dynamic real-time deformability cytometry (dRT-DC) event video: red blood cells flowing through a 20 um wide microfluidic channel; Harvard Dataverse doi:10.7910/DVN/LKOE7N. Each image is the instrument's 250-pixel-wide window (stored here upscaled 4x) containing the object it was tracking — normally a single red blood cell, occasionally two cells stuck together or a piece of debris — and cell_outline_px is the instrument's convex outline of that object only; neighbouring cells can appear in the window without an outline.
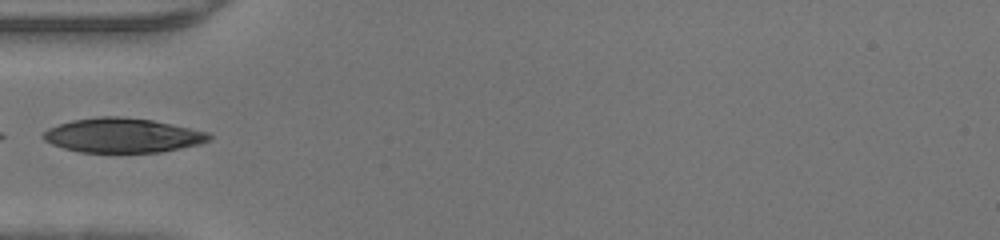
{"species": "human", "species_latin": "Homo sapiens", "temperature_condition": "warm", "stored_images_in_passage": 6, "camera_frame_rate_fps": 3000, "um_per_image_px": 0.085, "donor": {"sex": "male"}, "frame": {"image": 1, "passage_image": 1, "time_ms": 0.0, "image_size_px": [1000, 240], "cell_outline_px": [[212, 140], [200, 144], [160, 152], [80, 152], [64, 148], [52, 144], [44, 140], [40, 136], [48, 128], [72, 120], [100, 116], [124, 116], [152, 120], [208, 132], [212, 136]], "centroid_in_image_um": [10.42, 11.5], "position_along_channel_um": 74.6, "area_um2": 33.29}}
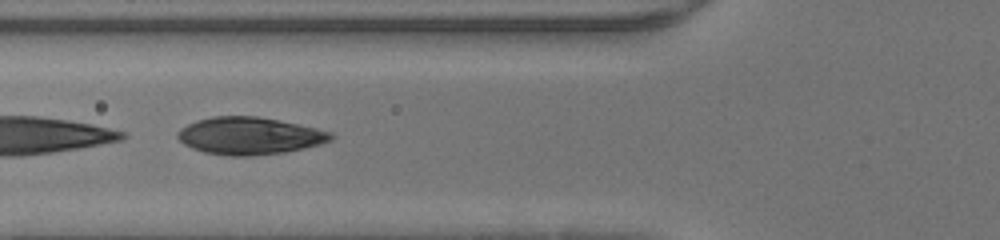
{"frame": {"image": 2, "passage_image": 3, "time_ms": 0.667, "image_size_px": [1000, 240], "cell_outline_px": [[336, 136], [332, 140], [320, 144], [304, 148], [284, 152], [248, 156], [232, 156], [204, 152], [192, 148], [184, 144], [176, 136], [176, 132], [180, 128], [196, 120], [212, 116], [256, 116], [280, 120], [316, 128], [332, 132]], "centroid_in_image_um": [21.21, 11.54], "position_along_channel_um": 104.6, "area_um2": 33.41}}